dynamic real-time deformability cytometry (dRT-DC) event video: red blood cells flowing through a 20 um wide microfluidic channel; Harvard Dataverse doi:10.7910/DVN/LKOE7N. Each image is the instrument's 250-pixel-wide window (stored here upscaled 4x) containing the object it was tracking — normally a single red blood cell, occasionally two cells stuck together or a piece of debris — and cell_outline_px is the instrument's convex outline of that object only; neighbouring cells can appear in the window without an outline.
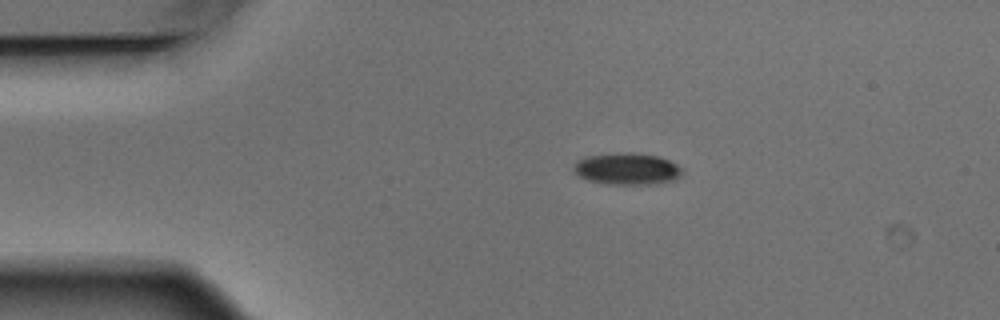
{"species": "Egyptian fruit bat (a non-hibernating species)", "species_latin": "Rousettus aegyptiacus", "temperature_condition": "warm", "stored_images_in_passage": 2, "camera_frame_rate_fps": 3000, "um_per_image_px": 0.085, "animal": {"sex": "male"}, "frame": {"image": 1, "passage_image": 1, "time_ms": 0.0, "image_size_px": [1000, 320], "cell_outline_px": [[684, 172], [680, 176], [672, 180], [652, 184], [608, 184], [588, 180], [580, 176], [572, 168], [576, 160], [588, 156], [628, 152], [660, 156], [684, 168]], "centroid_in_image_um": [53.32, 14.35], "position_along_channel_um": 31.7, "area_um2": 20.0}}